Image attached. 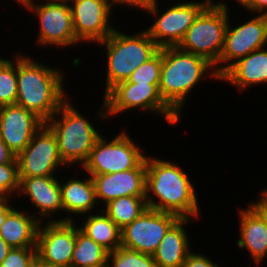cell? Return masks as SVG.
<instances>
[{"instance_id": "6da1fadb", "label": "cell", "mask_w": 267, "mask_h": 267, "mask_svg": "<svg viewBox=\"0 0 267 267\" xmlns=\"http://www.w3.org/2000/svg\"><path fill=\"white\" fill-rule=\"evenodd\" d=\"M166 159L146 156L145 198L148 207L198 221L202 207L194 182L179 163Z\"/></svg>"}, {"instance_id": "d6a6232c", "label": "cell", "mask_w": 267, "mask_h": 267, "mask_svg": "<svg viewBox=\"0 0 267 267\" xmlns=\"http://www.w3.org/2000/svg\"><path fill=\"white\" fill-rule=\"evenodd\" d=\"M239 8H244V12H250L251 16L256 13L267 15V0H239L237 2Z\"/></svg>"}, {"instance_id": "d590c367", "label": "cell", "mask_w": 267, "mask_h": 267, "mask_svg": "<svg viewBox=\"0 0 267 267\" xmlns=\"http://www.w3.org/2000/svg\"><path fill=\"white\" fill-rule=\"evenodd\" d=\"M13 204V205H12ZM16 202L12 200L0 199V227L5 222L6 216L17 206Z\"/></svg>"}, {"instance_id": "8fae6325", "label": "cell", "mask_w": 267, "mask_h": 267, "mask_svg": "<svg viewBox=\"0 0 267 267\" xmlns=\"http://www.w3.org/2000/svg\"><path fill=\"white\" fill-rule=\"evenodd\" d=\"M253 15L252 18H246L247 21L233 24L230 19V16H233L230 9L223 50L220 60L214 65L219 75L238 59L267 46V15Z\"/></svg>"}, {"instance_id": "e575fe53", "label": "cell", "mask_w": 267, "mask_h": 267, "mask_svg": "<svg viewBox=\"0 0 267 267\" xmlns=\"http://www.w3.org/2000/svg\"><path fill=\"white\" fill-rule=\"evenodd\" d=\"M6 163H18V162L16 159V155L1 140V135H0V164H6Z\"/></svg>"}, {"instance_id": "ffe728a7", "label": "cell", "mask_w": 267, "mask_h": 267, "mask_svg": "<svg viewBox=\"0 0 267 267\" xmlns=\"http://www.w3.org/2000/svg\"><path fill=\"white\" fill-rule=\"evenodd\" d=\"M86 176L87 178L84 177L81 180L73 175L70 178L66 177V181L63 178L59 180L61 202L65 213L61 221H75L76 216L98 212L99 205L95 196L94 183L88 173Z\"/></svg>"}, {"instance_id": "e0dca14e", "label": "cell", "mask_w": 267, "mask_h": 267, "mask_svg": "<svg viewBox=\"0 0 267 267\" xmlns=\"http://www.w3.org/2000/svg\"><path fill=\"white\" fill-rule=\"evenodd\" d=\"M45 122L20 105L0 107L1 140L17 156Z\"/></svg>"}, {"instance_id": "f35d334b", "label": "cell", "mask_w": 267, "mask_h": 267, "mask_svg": "<svg viewBox=\"0 0 267 267\" xmlns=\"http://www.w3.org/2000/svg\"><path fill=\"white\" fill-rule=\"evenodd\" d=\"M31 267H56L53 266L52 264L46 263L42 261L40 258L36 257L32 263Z\"/></svg>"}, {"instance_id": "cb8c5ba5", "label": "cell", "mask_w": 267, "mask_h": 267, "mask_svg": "<svg viewBox=\"0 0 267 267\" xmlns=\"http://www.w3.org/2000/svg\"><path fill=\"white\" fill-rule=\"evenodd\" d=\"M88 216V217H87ZM77 224L79 229L108 252L121 246V229L100 209L98 212L83 215Z\"/></svg>"}, {"instance_id": "b9f144b4", "label": "cell", "mask_w": 267, "mask_h": 267, "mask_svg": "<svg viewBox=\"0 0 267 267\" xmlns=\"http://www.w3.org/2000/svg\"><path fill=\"white\" fill-rule=\"evenodd\" d=\"M230 1H231V3H232V0H230ZM233 1H235V2H233V3H235V4H236V3H237L239 0H233Z\"/></svg>"}, {"instance_id": "60d3db41", "label": "cell", "mask_w": 267, "mask_h": 267, "mask_svg": "<svg viewBox=\"0 0 267 267\" xmlns=\"http://www.w3.org/2000/svg\"><path fill=\"white\" fill-rule=\"evenodd\" d=\"M37 1L36 0H32V4H34V3H45V2H63V1H69V0H37Z\"/></svg>"}, {"instance_id": "d6986e66", "label": "cell", "mask_w": 267, "mask_h": 267, "mask_svg": "<svg viewBox=\"0 0 267 267\" xmlns=\"http://www.w3.org/2000/svg\"><path fill=\"white\" fill-rule=\"evenodd\" d=\"M247 204L237 210L239 238L236 246L241 252L248 251L252 263L259 267L267 258V220L250 201Z\"/></svg>"}, {"instance_id": "74e56055", "label": "cell", "mask_w": 267, "mask_h": 267, "mask_svg": "<svg viewBox=\"0 0 267 267\" xmlns=\"http://www.w3.org/2000/svg\"><path fill=\"white\" fill-rule=\"evenodd\" d=\"M12 247H10L7 242H5L1 237H0V264L2 261L5 259L7 256L8 252L11 250Z\"/></svg>"}, {"instance_id": "30bf717a", "label": "cell", "mask_w": 267, "mask_h": 267, "mask_svg": "<svg viewBox=\"0 0 267 267\" xmlns=\"http://www.w3.org/2000/svg\"><path fill=\"white\" fill-rule=\"evenodd\" d=\"M24 10L38 19L35 43L41 48H70L82 44L75 36L69 1L45 2L28 5ZM46 46V47H45Z\"/></svg>"}, {"instance_id": "52a82bcc", "label": "cell", "mask_w": 267, "mask_h": 267, "mask_svg": "<svg viewBox=\"0 0 267 267\" xmlns=\"http://www.w3.org/2000/svg\"><path fill=\"white\" fill-rule=\"evenodd\" d=\"M230 8L227 3H210L187 29L177 47L215 65L223 50Z\"/></svg>"}, {"instance_id": "ac0fdd59", "label": "cell", "mask_w": 267, "mask_h": 267, "mask_svg": "<svg viewBox=\"0 0 267 267\" xmlns=\"http://www.w3.org/2000/svg\"><path fill=\"white\" fill-rule=\"evenodd\" d=\"M90 176L99 206L122 196H146V159L137 168Z\"/></svg>"}, {"instance_id": "5b68a950", "label": "cell", "mask_w": 267, "mask_h": 267, "mask_svg": "<svg viewBox=\"0 0 267 267\" xmlns=\"http://www.w3.org/2000/svg\"><path fill=\"white\" fill-rule=\"evenodd\" d=\"M120 30L122 29L115 28L105 40L96 43L106 50L103 97L118 83L127 81L135 69L160 49L144 29L134 34Z\"/></svg>"}, {"instance_id": "2e32d148", "label": "cell", "mask_w": 267, "mask_h": 267, "mask_svg": "<svg viewBox=\"0 0 267 267\" xmlns=\"http://www.w3.org/2000/svg\"><path fill=\"white\" fill-rule=\"evenodd\" d=\"M58 179L60 178H57V175L20 178V188L16 198L27 197L30 200L29 206L33 205L30 213H33L39 222L61 221L60 216L62 213L64 215ZM34 208L36 210H33Z\"/></svg>"}, {"instance_id": "9a60e30c", "label": "cell", "mask_w": 267, "mask_h": 267, "mask_svg": "<svg viewBox=\"0 0 267 267\" xmlns=\"http://www.w3.org/2000/svg\"><path fill=\"white\" fill-rule=\"evenodd\" d=\"M76 243V221L40 222L37 257L56 267H70Z\"/></svg>"}, {"instance_id": "d4e9b609", "label": "cell", "mask_w": 267, "mask_h": 267, "mask_svg": "<svg viewBox=\"0 0 267 267\" xmlns=\"http://www.w3.org/2000/svg\"><path fill=\"white\" fill-rule=\"evenodd\" d=\"M146 196H122L101 209L121 230L140 217L149 207Z\"/></svg>"}, {"instance_id": "603a6c76", "label": "cell", "mask_w": 267, "mask_h": 267, "mask_svg": "<svg viewBox=\"0 0 267 267\" xmlns=\"http://www.w3.org/2000/svg\"><path fill=\"white\" fill-rule=\"evenodd\" d=\"M28 213L27 209L15 207L0 227V237L12 248L36 247L40 222Z\"/></svg>"}, {"instance_id": "8d00e7d4", "label": "cell", "mask_w": 267, "mask_h": 267, "mask_svg": "<svg viewBox=\"0 0 267 267\" xmlns=\"http://www.w3.org/2000/svg\"><path fill=\"white\" fill-rule=\"evenodd\" d=\"M259 197L256 201L251 200L250 202L262 213V215L267 220V192L262 189L259 192Z\"/></svg>"}, {"instance_id": "3957f363", "label": "cell", "mask_w": 267, "mask_h": 267, "mask_svg": "<svg viewBox=\"0 0 267 267\" xmlns=\"http://www.w3.org/2000/svg\"><path fill=\"white\" fill-rule=\"evenodd\" d=\"M206 77L218 80L220 75L206 58L183 51L178 47L162 48V66L159 92L164 102L181 118L186 99Z\"/></svg>"}, {"instance_id": "83f0119b", "label": "cell", "mask_w": 267, "mask_h": 267, "mask_svg": "<svg viewBox=\"0 0 267 267\" xmlns=\"http://www.w3.org/2000/svg\"><path fill=\"white\" fill-rule=\"evenodd\" d=\"M107 267H158L152 255L122 246L108 253Z\"/></svg>"}, {"instance_id": "4fadbf2b", "label": "cell", "mask_w": 267, "mask_h": 267, "mask_svg": "<svg viewBox=\"0 0 267 267\" xmlns=\"http://www.w3.org/2000/svg\"><path fill=\"white\" fill-rule=\"evenodd\" d=\"M180 217L174 213L148 208L121 230V246L153 255L169 228Z\"/></svg>"}, {"instance_id": "4dcf8cb0", "label": "cell", "mask_w": 267, "mask_h": 267, "mask_svg": "<svg viewBox=\"0 0 267 267\" xmlns=\"http://www.w3.org/2000/svg\"><path fill=\"white\" fill-rule=\"evenodd\" d=\"M36 257V247L11 248L0 267H31Z\"/></svg>"}, {"instance_id": "8992f818", "label": "cell", "mask_w": 267, "mask_h": 267, "mask_svg": "<svg viewBox=\"0 0 267 267\" xmlns=\"http://www.w3.org/2000/svg\"><path fill=\"white\" fill-rule=\"evenodd\" d=\"M99 111L94 115L100 120L114 119L130 110L142 111L164 119L169 125H177L181 118L164 102L159 84L118 83L103 98Z\"/></svg>"}, {"instance_id": "836d02e7", "label": "cell", "mask_w": 267, "mask_h": 267, "mask_svg": "<svg viewBox=\"0 0 267 267\" xmlns=\"http://www.w3.org/2000/svg\"><path fill=\"white\" fill-rule=\"evenodd\" d=\"M156 1L158 0H110L113 9L115 8V6L116 7L125 6V8L130 7V9H133V10H135L134 8H136L137 12L140 10V11H143L144 13Z\"/></svg>"}, {"instance_id": "f546056e", "label": "cell", "mask_w": 267, "mask_h": 267, "mask_svg": "<svg viewBox=\"0 0 267 267\" xmlns=\"http://www.w3.org/2000/svg\"><path fill=\"white\" fill-rule=\"evenodd\" d=\"M19 188L18 163L0 164V199H16Z\"/></svg>"}, {"instance_id": "9c48e42d", "label": "cell", "mask_w": 267, "mask_h": 267, "mask_svg": "<svg viewBox=\"0 0 267 267\" xmlns=\"http://www.w3.org/2000/svg\"><path fill=\"white\" fill-rule=\"evenodd\" d=\"M106 136L102 134L97 139L87 161L82 165L81 169L85 173L102 175L130 170L137 168L146 159V153L127 131H120L112 139Z\"/></svg>"}, {"instance_id": "7402d4cb", "label": "cell", "mask_w": 267, "mask_h": 267, "mask_svg": "<svg viewBox=\"0 0 267 267\" xmlns=\"http://www.w3.org/2000/svg\"><path fill=\"white\" fill-rule=\"evenodd\" d=\"M192 218H179L167 231L152 257L158 267H182L188 254L192 251L189 229L194 222ZM191 224V225H190ZM186 227V228H185Z\"/></svg>"}, {"instance_id": "7c38bea8", "label": "cell", "mask_w": 267, "mask_h": 267, "mask_svg": "<svg viewBox=\"0 0 267 267\" xmlns=\"http://www.w3.org/2000/svg\"><path fill=\"white\" fill-rule=\"evenodd\" d=\"M16 159L20 178L56 175L62 168L66 173L67 166L60 158L57 139L45 123Z\"/></svg>"}, {"instance_id": "1f68e13d", "label": "cell", "mask_w": 267, "mask_h": 267, "mask_svg": "<svg viewBox=\"0 0 267 267\" xmlns=\"http://www.w3.org/2000/svg\"><path fill=\"white\" fill-rule=\"evenodd\" d=\"M196 251H191L182 267H220L218 262L214 261L212 258L205 255V253H195Z\"/></svg>"}, {"instance_id": "44dd1931", "label": "cell", "mask_w": 267, "mask_h": 267, "mask_svg": "<svg viewBox=\"0 0 267 267\" xmlns=\"http://www.w3.org/2000/svg\"><path fill=\"white\" fill-rule=\"evenodd\" d=\"M220 81L235 86L237 93L267 85V46L235 61L220 75Z\"/></svg>"}, {"instance_id": "f1b7e54d", "label": "cell", "mask_w": 267, "mask_h": 267, "mask_svg": "<svg viewBox=\"0 0 267 267\" xmlns=\"http://www.w3.org/2000/svg\"><path fill=\"white\" fill-rule=\"evenodd\" d=\"M162 66V48L133 71L128 81L139 84H160Z\"/></svg>"}, {"instance_id": "ba28073f", "label": "cell", "mask_w": 267, "mask_h": 267, "mask_svg": "<svg viewBox=\"0 0 267 267\" xmlns=\"http://www.w3.org/2000/svg\"><path fill=\"white\" fill-rule=\"evenodd\" d=\"M186 1L178 0L176 4L166 5L167 8L161 10L158 0L145 11L155 21L144 30L159 48L177 47L187 29L210 3H226L228 0Z\"/></svg>"}, {"instance_id": "7bdbcfd3", "label": "cell", "mask_w": 267, "mask_h": 267, "mask_svg": "<svg viewBox=\"0 0 267 267\" xmlns=\"http://www.w3.org/2000/svg\"><path fill=\"white\" fill-rule=\"evenodd\" d=\"M266 192H267V185L266 186H264V188H263Z\"/></svg>"}, {"instance_id": "ab89813d", "label": "cell", "mask_w": 267, "mask_h": 267, "mask_svg": "<svg viewBox=\"0 0 267 267\" xmlns=\"http://www.w3.org/2000/svg\"><path fill=\"white\" fill-rule=\"evenodd\" d=\"M12 1V0H11ZM13 2H16L17 5L15 6H18L20 5L21 8H26L28 5L32 4V0H13Z\"/></svg>"}, {"instance_id": "4316f807", "label": "cell", "mask_w": 267, "mask_h": 267, "mask_svg": "<svg viewBox=\"0 0 267 267\" xmlns=\"http://www.w3.org/2000/svg\"><path fill=\"white\" fill-rule=\"evenodd\" d=\"M3 57H0V107L16 104L18 94L17 54L15 58Z\"/></svg>"}, {"instance_id": "5bb4252c", "label": "cell", "mask_w": 267, "mask_h": 267, "mask_svg": "<svg viewBox=\"0 0 267 267\" xmlns=\"http://www.w3.org/2000/svg\"><path fill=\"white\" fill-rule=\"evenodd\" d=\"M69 3L75 36L81 43L96 44L116 28L112 24L115 9L110 0H69Z\"/></svg>"}, {"instance_id": "484cf974", "label": "cell", "mask_w": 267, "mask_h": 267, "mask_svg": "<svg viewBox=\"0 0 267 267\" xmlns=\"http://www.w3.org/2000/svg\"><path fill=\"white\" fill-rule=\"evenodd\" d=\"M108 253L83 233L76 221V243L70 267H107Z\"/></svg>"}, {"instance_id": "7a4b0ae2", "label": "cell", "mask_w": 267, "mask_h": 267, "mask_svg": "<svg viewBox=\"0 0 267 267\" xmlns=\"http://www.w3.org/2000/svg\"><path fill=\"white\" fill-rule=\"evenodd\" d=\"M19 52L17 53L16 104L47 122L70 96L64 86L65 71L59 70L58 66L45 65L33 59L31 54Z\"/></svg>"}, {"instance_id": "277c9868", "label": "cell", "mask_w": 267, "mask_h": 267, "mask_svg": "<svg viewBox=\"0 0 267 267\" xmlns=\"http://www.w3.org/2000/svg\"><path fill=\"white\" fill-rule=\"evenodd\" d=\"M72 101L68 97L60 109L45 122L57 139L60 158L68 169L72 165L81 168L97 139L103 134L100 128L97 130L95 122L90 121L89 116L87 118L81 114Z\"/></svg>"}]
</instances>
